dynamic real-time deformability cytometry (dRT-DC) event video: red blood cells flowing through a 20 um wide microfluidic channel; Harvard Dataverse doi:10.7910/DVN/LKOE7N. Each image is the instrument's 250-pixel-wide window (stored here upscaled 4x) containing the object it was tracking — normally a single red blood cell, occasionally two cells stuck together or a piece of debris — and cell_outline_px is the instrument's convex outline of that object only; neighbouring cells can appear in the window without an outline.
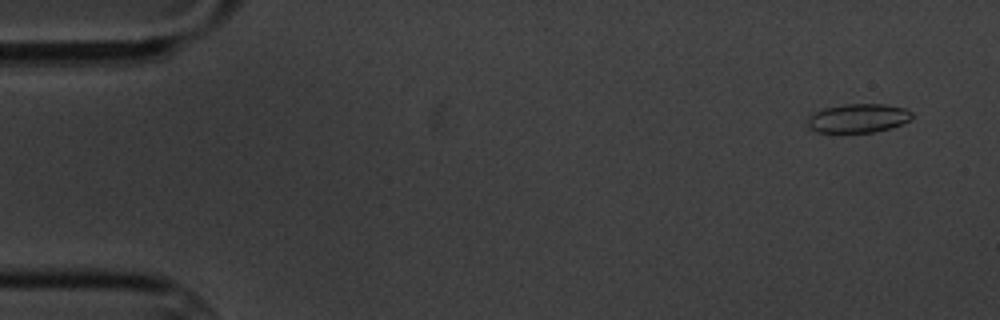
{"species": "common noctule bat (a hibernating species)", "species_latin": "Nyctalus noctula", "temperature_condition": "cold", "stored_images_in_passage": 6, "camera_frame_rate_fps": 3000, "um_per_image_px": 0.085, "animal": {"sex": "male", "body_mass_g": 20.1, "forearm_length_mm": 53.5}, "frame": {"image": 1, "passage_image": 2, "time_ms": 1.0, "image_size_px": [1000, 320], "cell_outline_px": [[912, 120], [888, 128], [872, 132], [816, 132], [808, 128], [808, 120], [816, 112], [824, 108], [844, 104], [884, 104], [904, 108], [912, 112]], "centroid_in_image_um": [72.96, 10.04], "position_along_channel_um": 12.0, "area_um2": 17.34}}